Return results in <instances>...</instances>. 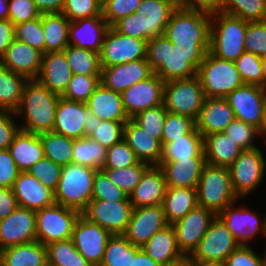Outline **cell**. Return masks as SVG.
<instances>
[{"instance_id": "6da1fadb", "label": "cell", "mask_w": 266, "mask_h": 266, "mask_svg": "<svg viewBox=\"0 0 266 266\" xmlns=\"http://www.w3.org/2000/svg\"><path fill=\"white\" fill-rule=\"evenodd\" d=\"M209 50H186L174 46L165 36L147 42V61L164 82L197 76V70Z\"/></svg>"}, {"instance_id": "7a4b0ae2", "label": "cell", "mask_w": 266, "mask_h": 266, "mask_svg": "<svg viewBox=\"0 0 266 266\" xmlns=\"http://www.w3.org/2000/svg\"><path fill=\"white\" fill-rule=\"evenodd\" d=\"M61 96L50 91L38 80H28L16 116L24 114L21 130L40 135L54 129L56 107Z\"/></svg>"}, {"instance_id": "3957f363", "label": "cell", "mask_w": 266, "mask_h": 266, "mask_svg": "<svg viewBox=\"0 0 266 266\" xmlns=\"http://www.w3.org/2000/svg\"><path fill=\"white\" fill-rule=\"evenodd\" d=\"M211 16L209 12L177 7L165 27L164 35L176 47L209 50Z\"/></svg>"}, {"instance_id": "277c9868", "label": "cell", "mask_w": 266, "mask_h": 266, "mask_svg": "<svg viewBox=\"0 0 266 266\" xmlns=\"http://www.w3.org/2000/svg\"><path fill=\"white\" fill-rule=\"evenodd\" d=\"M248 21L224 13L211 16L209 52L217 58L235 62L244 52V38Z\"/></svg>"}, {"instance_id": "5b68a950", "label": "cell", "mask_w": 266, "mask_h": 266, "mask_svg": "<svg viewBox=\"0 0 266 266\" xmlns=\"http://www.w3.org/2000/svg\"><path fill=\"white\" fill-rule=\"evenodd\" d=\"M198 206L211 210L216 216L240 198L232 187L228 167L205 164L197 186Z\"/></svg>"}, {"instance_id": "8992f818", "label": "cell", "mask_w": 266, "mask_h": 266, "mask_svg": "<svg viewBox=\"0 0 266 266\" xmlns=\"http://www.w3.org/2000/svg\"><path fill=\"white\" fill-rule=\"evenodd\" d=\"M96 169L69 164L62 168L54 201L65 207L82 212L92 200Z\"/></svg>"}, {"instance_id": "52a82bcc", "label": "cell", "mask_w": 266, "mask_h": 266, "mask_svg": "<svg viewBox=\"0 0 266 266\" xmlns=\"http://www.w3.org/2000/svg\"><path fill=\"white\" fill-rule=\"evenodd\" d=\"M197 76L205 96L209 98H225L245 84L234 62L217 58L209 51L197 70Z\"/></svg>"}, {"instance_id": "ba28073f", "label": "cell", "mask_w": 266, "mask_h": 266, "mask_svg": "<svg viewBox=\"0 0 266 266\" xmlns=\"http://www.w3.org/2000/svg\"><path fill=\"white\" fill-rule=\"evenodd\" d=\"M206 99L198 76L174 79L164 84L163 103L168 112L198 119Z\"/></svg>"}, {"instance_id": "9c48e42d", "label": "cell", "mask_w": 266, "mask_h": 266, "mask_svg": "<svg viewBox=\"0 0 266 266\" xmlns=\"http://www.w3.org/2000/svg\"><path fill=\"white\" fill-rule=\"evenodd\" d=\"M81 212L54 203L36 211V238L43 245L72 239L75 223Z\"/></svg>"}, {"instance_id": "30bf717a", "label": "cell", "mask_w": 266, "mask_h": 266, "mask_svg": "<svg viewBox=\"0 0 266 266\" xmlns=\"http://www.w3.org/2000/svg\"><path fill=\"white\" fill-rule=\"evenodd\" d=\"M238 246L225 223L216 216L190 258L194 264L222 265Z\"/></svg>"}, {"instance_id": "8fae6325", "label": "cell", "mask_w": 266, "mask_h": 266, "mask_svg": "<svg viewBox=\"0 0 266 266\" xmlns=\"http://www.w3.org/2000/svg\"><path fill=\"white\" fill-rule=\"evenodd\" d=\"M147 42L122 35L113 27H109L99 53L101 67H112L130 61L147 59Z\"/></svg>"}, {"instance_id": "7c38bea8", "label": "cell", "mask_w": 266, "mask_h": 266, "mask_svg": "<svg viewBox=\"0 0 266 266\" xmlns=\"http://www.w3.org/2000/svg\"><path fill=\"white\" fill-rule=\"evenodd\" d=\"M266 161L259 148L243 150L235 161L228 167L231 175L232 187L240 198L248 196L261 183Z\"/></svg>"}, {"instance_id": "4fadbf2b", "label": "cell", "mask_w": 266, "mask_h": 266, "mask_svg": "<svg viewBox=\"0 0 266 266\" xmlns=\"http://www.w3.org/2000/svg\"><path fill=\"white\" fill-rule=\"evenodd\" d=\"M133 209L130 201L112 202L92 199L81 214L108 230L112 235H117L125 232Z\"/></svg>"}, {"instance_id": "5bb4252c", "label": "cell", "mask_w": 266, "mask_h": 266, "mask_svg": "<svg viewBox=\"0 0 266 266\" xmlns=\"http://www.w3.org/2000/svg\"><path fill=\"white\" fill-rule=\"evenodd\" d=\"M112 234L82 214L75 223L72 241L77 251L92 265L100 266Z\"/></svg>"}, {"instance_id": "9a60e30c", "label": "cell", "mask_w": 266, "mask_h": 266, "mask_svg": "<svg viewBox=\"0 0 266 266\" xmlns=\"http://www.w3.org/2000/svg\"><path fill=\"white\" fill-rule=\"evenodd\" d=\"M225 99L234 111L236 119L260 128L266 106L264 87L244 84L228 94Z\"/></svg>"}, {"instance_id": "2e32d148", "label": "cell", "mask_w": 266, "mask_h": 266, "mask_svg": "<svg viewBox=\"0 0 266 266\" xmlns=\"http://www.w3.org/2000/svg\"><path fill=\"white\" fill-rule=\"evenodd\" d=\"M215 217L211 210L197 206L172 224L178 247L184 256L190 257L194 253Z\"/></svg>"}, {"instance_id": "e0dca14e", "label": "cell", "mask_w": 266, "mask_h": 266, "mask_svg": "<svg viewBox=\"0 0 266 266\" xmlns=\"http://www.w3.org/2000/svg\"><path fill=\"white\" fill-rule=\"evenodd\" d=\"M164 84L165 82L153 73L124 90L121 95L128 117L131 119L140 111L163 104Z\"/></svg>"}, {"instance_id": "ac0fdd59", "label": "cell", "mask_w": 266, "mask_h": 266, "mask_svg": "<svg viewBox=\"0 0 266 266\" xmlns=\"http://www.w3.org/2000/svg\"><path fill=\"white\" fill-rule=\"evenodd\" d=\"M167 225L169 224L166 221L162 204L134 208L123 235L133 245L142 247Z\"/></svg>"}, {"instance_id": "d6986e66", "label": "cell", "mask_w": 266, "mask_h": 266, "mask_svg": "<svg viewBox=\"0 0 266 266\" xmlns=\"http://www.w3.org/2000/svg\"><path fill=\"white\" fill-rule=\"evenodd\" d=\"M36 211L17 207L0 220V251L19 244L36 241Z\"/></svg>"}, {"instance_id": "ffe728a7", "label": "cell", "mask_w": 266, "mask_h": 266, "mask_svg": "<svg viewBox=\"0 0 266 266\" xmlns=\"http://www.w3.org/2000/svg\"><path fill=\"white\" fill-rule=\"evenodd\" d=\"M234 202L227 206L217 216L225 223L240 246H247L248 241L261 232L266 236V217L259 219V215L245 207L235 208Z\"/></svg>"}, {"instance_id": "44dd1931", "label": "cell", "mask_w": 266, "mask_h": 266, "mask_svg": "<svg viewBox=\"0 0 266 266\" xmlns=\"http://www.w3.org/2000/svg\"><path fill=\"white\" fill-rule=\"evenodd\" d=\"M101 68V84L107 89L119 93L154 73L147 59Z\"/></svg>"}, {"instance_id": "7402d4cb", "label": "cell", "mask_w": 266, "mask_h": 266, "mask_svg": "<svg viewBox=\"0 0 266 266\" xmlns=\"http://www.w3.org/2000/svg\"><path fill=\"white\" fill-rule=\"evenodd\" d=\"M43 53L25 42L14 39L7 51L0 58V64L14 73L37 80Z\"/></svg>"}, {"instance_id": "603a6c76", "label": "cell", "mask_w": 266, "mask_h": 266, "mask_svg": "<svg viewBox=\"0 0 266 266\" xmlns=\"http://www.w3.org/2000/svg\"><path fill=\"white\" fill-rule=\"evenodd\" d=\"M18 206L33 211L55 203L54 192L27 171H21L12 186Z\"/></svg>"}, {"instance_id": "cb8c5ba5", "label": "cell", "mask_w": 266, "mask_h": 266, "mask_svg": "<svg viewBox=\"0 0 266 266\" xmlns=\"http://www.w3.org/2000/svg\"><path fill=\"white\" fill-rule=\"evenodd\" d=\"M167 184L162 168L151 165L143 174L141 181L129 195L133 208L155 206L163 203Z\"/></svg>"}, {"instance_id": "d4e9b609", "label": "cell", "mask_w": 266, "mask_h": 266, "mask_svg": "<svg viewBox=\"0 0 266 266\" xmlns=\"http://www.w3.org/2000/svg\"><path fill=\"white\" fill-rule=\"evenodd\" d=\"M109 27L103 16L72 21L68 33L69 45L100 53Z\"/></svg>"}, {"instance_id": "484cf974", "label": "cell", "mask_w": 266, "mask_h": 266, "mask_svg": "<svg viewBox=\"0 0 266 266\" xmlns=\"http://www.w3.org/2000/svg\"><path fill=\"white\" fill-rule=\"evenodd\" d=\"M72 76L64 51L48 52L42 55L37 80L50 91L61 96L67 89Z\"/></svg>"}, {"instance_id": "4316f807", "label": "cell", "mask_w": 266, "mask_h": 266, "mask_svg": "<svg viewBox=\"0 0 266 266\" xmlns=\"http://www.w3.org/2000/svg\"><path fill=\"white\" fill-rule=\"evenodd\" d=\"M235 119V114L225 98L206 97L196 122L203 138L212 133L224 132Z\"/></svg>"}, {"instance_id": "83f0119b", "label": "cell", "mask_w": 266, "mask_h": 266, "mask_svg": "<svg viewBox=\"0 0 266 266\" xmlns=\"http://www.w3.org/2000/svg\"><path fill=\"white\" fill-rule=\"evenodd\" d=\"M205 157H190L177 161H160L167 187L197 188Z\"/></svg>"}, {"instance_id": "f1b7e54d", "label": "cell", "mask_w": 266, "mask_h": 266, "mask_svg": "<svg viewBox=\"0 0 266 266\" xmlns=\"http://www.w3.org/2000/svg\"><path fill=\"white\" fill-rule=\"evenodd\" d=\"M86 103L59 98L53 132L72 139L85 137Z\"/></svg>"}, {"instance_id": "f546056e", "label": "cell", "mask_w": 266, "mask_h": 266, "mask_svg": "<svg viewBox=\"0 0 266 266\" xmlns=\"http://www.w3.org/2000/svg\"><path fill=\"white\" fill-rule=\"evenodd\" d=\"M124 141L141 162L159 165L162 155L161 142L142 130L132 119L124 126Z\"/></svg>"}, {"instance_id": "4dcf8cb0", "label": "cell", "mask_w": 266, "mask_h": 266, "mask_svg": "<svg viewBox=\"0 0 266 266\" xmlns=\"http://www.w3.org/2000/svg\"><path fill=\"white\" fill-rule=\"evenodd\" d=\"M86 105L101 120L127 122L130 119L124 110L121 93L107 89L101 83Z\"/></svg>"}, {"instance_id": "1f68e13d", "label": "cell", "mask_w": 266, "mask_h": 266, "mask_svg": "<svg viewBox=\"0 0 266 266\" xmlns=\"http://www.w3.org/2000/svg\"><path fill=\"white\" fill-rule=\"evenodd\" d=\"M8 150L20 171H27L43 159L44 148L40 136L20 130Z\"/></svg>"}, {"instance_id": "d6a6232c", "label": "cell", "mask_w": 266, "mask_h": 266, "mask_svg": "<svg viewBox=\"0 0 266 266\" xmlns=\"http://www.w3.org/2000/svg\"><path fill=\"white\" fill-rule=\"evenodd\" d=\"M0 266H48L46 245L36 240L5 248L0 251Z\"/></svg>"}, {"instance_id": "836d02e7", "label": "cell", "mask_w": 266, "mask_h": 266, "mask_svg": "<svg viewBox=\"0 0 266 266\" xmlns=\"http://www.w3.org/2000/svg\"><path fill=\"white\" fill-rule=\"evenodd\" d=\"M242 151L225 132L212 133L204 137L206 164L229 167Z\"/></svg>"}, {"instance_id": "e575fe53", "label": "cell", "mask_w": 266, "mask_h": 266, "mask_svg": "<svg viewBox=\"0 0 266 266\" xmlns=\"http://www.w3.org/2000/svg\"><path fill=\"white\" fill-rule=\"evenodd\" d=\"M147 255L159 264H167L184 257L178 247L176 232L169 224L164 229L158 231L142 247Z\"/></svg>"}, {"instance_id": "d590c367", "label": "cell", "mask_w": 266, "mask_h": 266, "mask_svg": "<svg viewBox=\"0 0 266 266\" xmlns=\"http://www.w3.org/2000/svg\"><path fill=\"white\" fill-rule=\"evenodd\" d=\"M162 205L166 221L172 225L198 206L197 188L167 187Z\"/></svg>"}, {"instance_id": "8d00e7d4", "label": "cell", "mask_w": 266, "mask_h": 266, "mask_svg": "<svg viewBox=\"0 0 266 266\" xmlns=\"http://www.w3.org/2000/svg\"><path fill=\"white\" fill-rule=\"evenodd\" d=\"M190 157H205L204 138L196 126L188 134L163 144L160 161H177Z\"/></svg>"}, {"instance_id": "74e56055", "label": "cell", "mask_w": 266, "mask_h": 266, "mask_svg": "<svg viewBox=\"0 0 266 266\" xmlns=\"http://www.w3.org/2000/svg\"><path fill=\"white\" fill-rule=\"evenodd\" d=\"M42 29L45 38V53L64 51L69 46L71 21L62 13L42 14Z\"/></svg>"}, {"instance_id": "f35d334b", "label": "cell", "mask_w": 266, "mask_h": 266, "mask_svg": "<svg viewBox=\"0 0 266 266\" xmlns=\"http://www.w3.org/2000/svg\"><path fill=\"white\" fill-rule=\"evenodd\" d=\"M177 0H142L136 13H144L148 18L150 39L164 35L172 13L177 9Z\"/></svg>"}, {"instance_id": "ab89813d", "label": "cell", "mask_w": 266, "mask_h": 266, "mask_svg": "<svg viewBox=\"0 0 266 266\" xmlns=\"http://www.w3.org/2000/svg\"><path fill=\"white\" fill-rule=\"evenodd\" d=\"M28 79L0 64V111L16 112Z\"/></svg>"}, {"instance_id": "60d3db41", "label": "cell", "mask_w": 266, "mask_h": 266, "mask_svg": "<svg viewBox=\"0 0 266 266\" xmlns=\"http://www.w3.org/2000/svg\"><path fill=\"white\" fill-rule=\"evenodd\" d=\"M72 163L83 165L92 169L100 170L105 164L107 148L98 142L85 136L74 139Z\"/></svg>"}, {"instance_id": "b9f144b4", "label": "cell", "mask_w": 266, "mask_h": 266, "mask_svg": "<svg viewBox=\"0 0 266 266\" xmlns=\"http://www.w3.org/2000/svg\"><path fill=\"white\" fill-rule=\"evenodd\" d=\"M141 249L133 245L123 234L112 235L107 242L100 266H131L132 257Z\"/></svg>"}, {"instance_id": "7bdbcfd3", "label": "cell", "mask_w": 266, "mask_h": 266, "mask_svg": "<svg viewBox=\"0 0 266 266\" xmlns=\"http://www.w3.org/2000/svg\"><path fill=\"white\" fill-rule=\"evenodd\" d=\"M39 136L43 144L46 158L52 160L61 167L72 164L74 139L53 131L42 133Z\"/></svg>"}, {"instance_id": "ee69618b", "label": "cell", "mask_w": 266, "mask_h": 266, "mask_svg": "<svg viewBox=\"0 0 266 266\" xmlns=\"http://www.w3.org/2000/svg\"><path fill=\"white\" fill-rule=\"evenodd\" d=\"M64 52L73 75H101L102 68L98 52L71 45Z\"/></svg>"}, {"instance_id": "f6af8a7d", "label": "cell", "mask_w": 266, "mask_h": 266, "mask_svg": "<svg viewBox=\"0 0 266 266\" xmlns=\"http://www.w3.org/2000/svg\"><path fill=\"white\" fill-rule=\"evenodd\" d=\"M48 266H92L75 248L72 239L46 245Z\"/></svg>"}, {"instance_id": "bcb514c9", "label": "cell", "mask_w": 266, "mask_h": 266, "mask_svg": "<svg viewBox=\"0 0 266 266\" xmlns=\"http://www.w3.org/2000/svg\"><path fill=\"white\" fill-rule=\"evenodd\" d=\"M221 12L248 22L266 20V0H223Z\"/></svg>"}, {"instance_id": "7dc6e473", "label": "cell", "mask_w": 266, "mask_h": 266, "mask_svg": "<svg viewBox=\"0 0 266 266\" xmlns=\"http://www.w3.org/2000/svg\"><path fill=\"white\" fill-rule=\"evenodd\" d=\"M148 163L139 162L121 169H102L109 179L128 195L141 181L144 172L150 167Z\"/></svg>"}, {"instance_id": "c3c4849f", "label": "cell", "mask_w": 266, "mask_h": 266, "mask_svg": "<svg viewBox=\"0 0 266 266\" xmlns=\"http://www.w3.org/2000/svg\"><path fill=\"white\" fill-rule=\"evenodd\" d=\"M100 76L74 74L61 97L70 101L86 103L100 85Z\"/></svg>"}, {"instance_id": "681fc988", "label": "cell", "mask_w": 266, "mask_h": 266, "mask_svg": "<svg viewBox=\"0 0 266 266\" xmlns=\"http://www.w3.org/2000/svg\"><path fill=\"white\" fill-rule=\"evenodd\" d=\"M164 103L147 110L140 111L131 119L150 136L161 142L164 123L167 117Z\"/></svg>"}, {"instance_id": "f907efd6", "label": "cell", "mask_w": 266, "mask_h": 266, "mask_svg": "<svg viewBox=\"0 0 266 266\" xmlns=\"http://www.w3.org/2000/svg\"><path fill=\"white\" fill-rule=\"evenodd\" d=\"M245 84L264 87L262 58L250 52H244L235 62Z\"/></svg>"}, {"instance_id": "816d5d0a", "label": "cell", "mask_w": 266, "mask_h": 266, "mask_svg": "<svg viewBox=\"0 0 266 266\" xmlns=\"http://www.w3.org/2000/svg\"><path fill=\"white\" fill-rule=\"evenodd\" d=\"M126 123L101 120L97 117V125L89 137L108 149L123 140Z\"/></svg>"}, {"instance_id": "f5cc1de1", "label": "cell", "mask_w": 266, "mask_h": 266, "mask_svg": "<svg viewBox=\"0 0 266 266\" xmlns=\"http://www.w3.org/2000/svg\"><path fill=\"white\" fill-rule=\"evenodd\" d=\"M112 27L122 35L150 40L149 22L144 13H132L117 21Z\"/></svg>"}, {"instance_id": "db71d44e", "label": "cell", "mask_w": 266, "mask_h": 266, "mask_svg": "<svg viewBox=\"0 0 266 266\" xmlns=\"http://www.w3.org/2000/svg\"><path fill=\"white\" fill-rule=\"evenodd\" d=\"M92 199L112 202L129 201V195L117 187L100 169L95 172Z\"/></svg>"}, {"instance_id": "11a10c76", "label": "cell", "mask_w": 266, "mask_h": 266, "mask_svg": "<svg viewBox=\"0 0 266 266\" xmlns=\"http://www.w3.org/2000/svg\"><path fill=\"white\" fill-rule=\"evenodd\" d=\"M15 39L45 53V38L41 17L15 25Z\"/></svg>"}, {"instance_id": "9f6ffc18", "label": "cell", "mask_w": 266, "mask_h": 266, "mask_svg": "<svg viewBox=\"0 0 266 266\" xmlns=\"http://www.w3.org/2000/svg\"><path fill=\"white\" fill-rule=\"evenodd\" d=\"M195 126L196 122L191 117L167 112L161 145L188 134Z\"/></svg>"}, {"instance_id": "6f0895ef", "label": "cell", "mask_w": 266, "mask_h": 266, "mask_svg": "<svg viewBox=\"0 0 266 266\" xmlns=\"http://www.w3.org/2000/svg\"><path fill=\"white\" fill-rule=\"evenodd\" d=\"M62 168L52 160L44 157L33 164L27 172L36 177L44 186L55 192L58 188Z\"/></svg>"}, {"instance_id": "680465c9", "label": "cell", "mask_w": 266, "mask_h": 266, "mask_svg": "<svg viewBox=\"0 0 266 266\" xmlns=\"http://www.w3.org/2000/svg\"><path fill=\"white\" fill-rule=\"evenodd\" d=\"M224 132L242 150H252L258 148L255 144H253L256 135L258 136L259 134V129L255 126L235 118L226 127Z\"/></svg>"}, {"instance_id": "91938a15", "label": "cell", "mask_w": 266, "mask_h": 266, "mask_svg": "<svg viewBox=\"0 0 266 266\" xmlns=\"http://www.w3.org/2000/svg\"><path fill=\"white\" fill-rule=\"evenodd\" d=\"M134 151L124 139L107 149V157L102 169H121L139 163Z\"/></svg>"}, {"instance_id": "94428289", "label": "cell", "mask_w": 266, "mask_h": 266, "mask_svg": "<svg viewBox=\"0 0 266 266\" xmlns=\"http://www.w3.org/2000/svg\"><path fill=\"white\" fill-rule=\"evenodd\" d=\"M61 13L72 22L102 16V5L97 0H65Z\"/></svg>"}, {"instance_id": "6125c7cd", "label": "cell", "mask_w": 266, "mask_h": 266, "mask_svg": "<svg viewBox=\"0 0 266 266\" xmlns=\"http://www.w3.org/2000/svg\"><path fill=\"white\" fill-rule=\"evenodd\" d=\"M246 52L260 57L266 55V20L248 22L244 38Z\"/></svg>"}, {"instance_id": "be15d7a7", "label": "cell", "mask_w": 266, "mask_h": 266, "mask_svg": "<svg viewBox=\"0 0 266 266\" xmlns=\"http://www.w3.org/2000/svg\"><path fill=\"white\" fill-rule=\"evenodd\" d=\"M142 0H108L102 5V16L112 27L120 19L127 17L136 10Z\"/></svg>"}, {"instance_id": "e7e4bbea", "label": "cell", "mask_w": 266, "mask_h": 266, "mask_svg": "<svg viewBox=\"0 0 266 266\" xmlns=\"http://www.w3.org/2000/svg\"><path fill=\"white\" fill-rule=\"evenodd\" d=\"M41 17L33 0H8V17L14 25Z\"/></svg>"}, {"instance_id": "03108f58", "label": "cell", "mask_w": 266, "mask_h": 266, "mask_svg": "<svg viewBox=\"0 0 266 266\" xmlns=\"http://www.w3.org/2000/svg\"><path fill=\"white\" fill-rule=\"evenodd\" d=\"M263 257L256 254L250 245L238 246L222 264L223 266H261Z\"/></svg>"}, {"instance_id": "003e7915", "label": "cell", "mask_w": 266, "mask_h": 266, "mask_svg": "<svg viewBox=\"0 0 266 266\" xmlns=\"http://www.w3.org/2000/svg\"><path fill=\"white\" fill-rule=\"evenodd\" d=\"M21 171L8 149H0V187L12 188Z\"/></svg>"}, {"instance_id": "a7ac6f4b", "label": "cell", "mask_w": 266, "mask_h": 266, "mask_svg": "<svg viewBox=\"0 0 266 266\" xmlns=\"http://www.w3.org/2000/svg\"><path fill=\"white\" fill-rule=\"evenodd\" d=\"M16 114L10 111H0V149H8L14 137L21 130L13 121Z\"/></svg>"}, {"instance_id": "89a4df30", "label": "cell", "mask_w": 266, "mask_h": 266, "mask_svg": "<svg viewBox=\"0 0 266 266\" xmlns=\"http://www.w3.org/2000/svg\"><path fill=\"white\" fill-rule=\"evenodd\" d=\"M178 7L204 12H219L223 6V0H177Z\"/></svg>"}, {"instance_id": "2644e50d", "label": "cell", "mask_w": 266, "mask_h": 266, "mask_svg": "<svg viewBox=\"0 0 266 266\" xmlns=\"http://www.w3.org/2000/svg\"><path fill=\"white\" fill-rule=\"evenodd\" d=\"M18 207L12 188L0 187V220L5 219Z\"/></svg>"}, {"instance_id": "8c879c8a", "label": "cell", "mask_w": 266, "mask_h": 266, "mask_svg": "<svg viewBox=\"0 0 266 266\" xmlns=\"http://www.w3.org/2000/svg\"><path fill=\"white\" fill-rule=\"evenodd\" d=\"M15 25L9 19L0 20V58L15 39Z\"/></svg>"}, {"instance_id": "753ad0ef", "label": "cell", "mask_w": 266, "mask_h": 266, "mask_svg": "<svg viewBox=\"0 0 266 266\" xmlns=\"http://www.w3.org/2000/svg\"><path fill=\"white\" fill-rule=\"evenodd\" d=\"M36 8L42 14L61 13L65 0H33Z\"/></svg>"}, {"instance_id": "34e18365", "label": "cell", "mask_w": 266, "mask_h": 266, "mask_svg": "<svg viewBox=\"0 0 266 266\" xmlns=\"http://www.w3.org/2000/svg\"><path fill=\"white\" fill-rule=\"evenodd\" d=\"M131 266H161V264L155 262L143 249H140L136 256L132 257Z\"/></svg>"}, {"instance_id": "11e5206c", "label": "cell", "mask_w": 266, "mask_h": 266, "mask_svg": "<svg viewBox=\"0 0 266 266\" xmlns=\"http://www.w3.org/2000/svg\"><path fill=\"white\" fill-rule=\"evenodd\" d=\"M96 125H97V116H95L94 113L90 111L86 105V115L84 122L85 135L89 136L94 131Z\"/></svg>"}, {"instance_id": "2a66077c", "label": "cell", "mask_w": 266, "mask_h": 266, "mask_svg": "<svg viewBox=\"0 0 266 266\" xmlns=\"http://www.w3.org/2000/svg\"><path fill=\"white\" fill-rule=\"evenodd\" d=\"M161 266H195L190 257L184 256L171 263L162 264Z\"/></svg>"}, {"instance_id": "b9fcfbb0", "label": "cell", "mask_w": 266, "mask_h": 266, "mask_svg": "<svg viewBox=\"0 0 266 266\" xmlns=\"http://www.w3.org/2000/svg\"><path fill=\"white\" fill-rule=\"evenodd\" d=\"M8 17V0H0V20Z\"/></svg>"}, {"instance_id": "09005b40", "label": "cell", "mask_w": 266, "mask_h": 266, "mask_svg": "<svg viewBox=\"0 0 266 266\" xmlns=\"http://www.w3.org/2000/svg\"><path fill=\"white\" fill-rule=\"evenodd\" d=\"M259 134L266 137V106H265L264 113H263L262 124L259 128Z\"/></svg>"}, {"instance_id": "979ff035", "label": "cell", "mask_w": 266, "mask_h": 266, "mask_svg": "<svg viewBox=\"0 0 266 266\" xmlns=\"http://www.w3.org/2000/svg\"><path fill=\"white\" fill-rule=\"evenodd\" d=\"M261 58H262V66H263L264 88L266 89V55Z\"/></svg>"}, {"instance_id": "deb4b68c", "label": "cell", "mask_w": 266, "mask_h": 266, "mask_svg": "<svg viewBox=\"0 0 266 266\" xmlns=\"http://www.w3.org/2000/svg\"><path fill=\"white\" fill-rule=\"evenodd\" d=\"M261 266H266V254H265V256L263 257V260H262V264H261Z\"/></svg>"}, {"instance_id": "67dfc351", "label": "cell", "mask_w": 266, "mask_h": 266, "mask_svg": "<svg viewBox=\"0 0 266 266\" xmlns=\"http://www.w3.org/2000/svg\"><path fill=\"white\" fill-rule=\"evenodd\" d=\"M101 5L105 4L108 0H97Z\"/></svg>"}, {"instance_id": "b62a3aed", "label": "cell", "mask_w": 266, "mask_h": 266, "mask_svg": "<svg viewBox=\"0 0 266 266\" xmlns=\"http://www.w3.org/2000/svg\"><path fill=\"white\" fill-rule=\"evenodd\" d=\"M195 266H223V265H201V264H195Z\"/></svg>"}]
</instances>
